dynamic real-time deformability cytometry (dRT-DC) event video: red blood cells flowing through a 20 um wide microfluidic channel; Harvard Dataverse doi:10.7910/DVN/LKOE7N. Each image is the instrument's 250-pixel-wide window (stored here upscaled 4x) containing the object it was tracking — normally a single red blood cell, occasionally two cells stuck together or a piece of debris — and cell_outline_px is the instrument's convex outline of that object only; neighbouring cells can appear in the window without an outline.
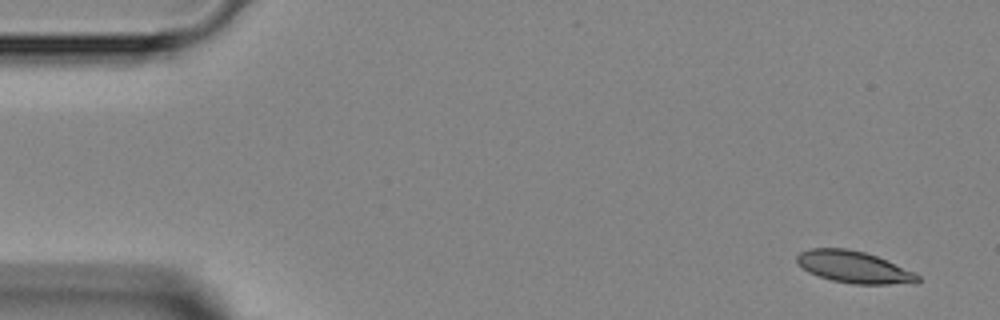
{"species": "Egyptian fruit bat (a non-hibernating species)", "species_latin": "Rousettus aegyptiacus", "temperature_condition": "room temperature", "stored_images_in_passage": 4, "camera_frame_rate_fps": 3000, "um_per_image_px": 0.085, "animal": {"sex": "female"}, "frame": {"image": 1, "passage_image": 1, "time_ms": 0.0, "image_size_px": [1000, 320], "cell_outline_px": [[920, 280], [916, 284], [852, 284], [832, 280], [808, 272], [796, 264], [796, 256], [800, 252], [808, 248], [844, 248], [864, 252], [876, 256], [912, 272], [920, 276]], "centroid_in_image_um": [72.54, 22.71], "position_along_channel_um": 12.5, "area_um2": 22.37}}
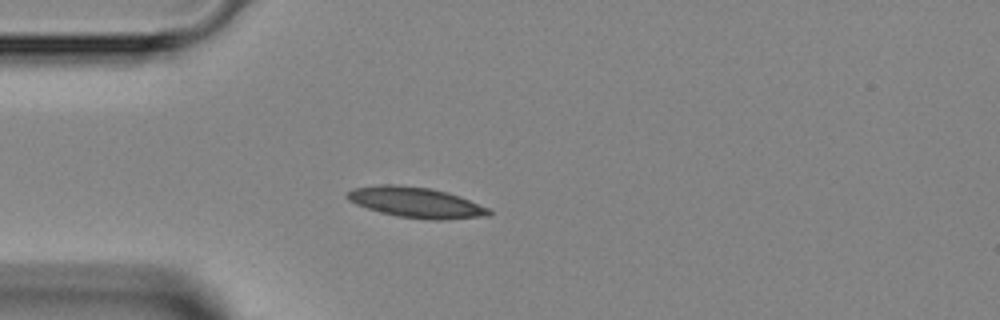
{"frame": {"image": 2, "passage_image": 4, "time_ms": 3.333, "image_size_px": [1000, 320], "cell_outline_px": [[492, 212], [488, 216], [444, 220], [428, 220], [396, 216], [380, 212], [356, 204], [348, 200], [348, 192], [352, 188], [380, 184], [396, 184], [432, 188], [448, 192], [460, 196], [488, 208]], "centroid_in_image_um": [35.37, 17.2], "position_along_channel_um": 49.6, "area_um2": 25.32}}